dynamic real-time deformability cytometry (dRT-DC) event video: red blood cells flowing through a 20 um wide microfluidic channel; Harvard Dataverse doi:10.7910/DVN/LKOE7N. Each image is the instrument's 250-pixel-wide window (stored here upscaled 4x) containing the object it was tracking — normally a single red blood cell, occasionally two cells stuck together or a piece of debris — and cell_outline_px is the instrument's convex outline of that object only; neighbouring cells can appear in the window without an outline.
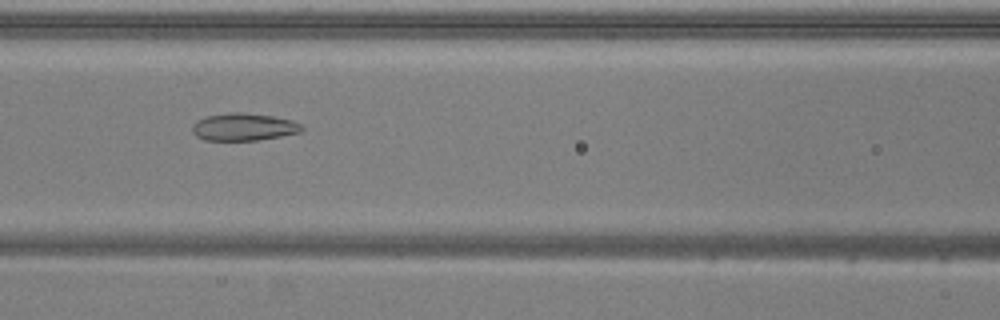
{"species": "common noctule bat (a hibernating species)", "species_latin": "Nyctalus noctula", "temperature_condition": "warm", "stored_images_in_passage": 51, "camera_frame_rate_fps": 3000, "um_per_image_px": 0.085, "animal": {"sex": "male", "body_mass_g": 20.5, "forearm_length_mm": 52.5}, "frame": {"image": 1, "passage_image": 21, "time_ms": 6.667, "image_size_px": [1000, 320], "cell_outline_px": [[304, 128], [300, 132], [280, 136], [256, 140], [204, 140], [196, 136], [192, 132], [192, 124], [196, 120], [208, 116], [228, 112], [244, 112], [272, 116], [292, 120], [300, 124]], "centroid_in_image_um": [20.68, 10.78], "position_along_channel_um": 145.9, "area_um2": 17.51}}
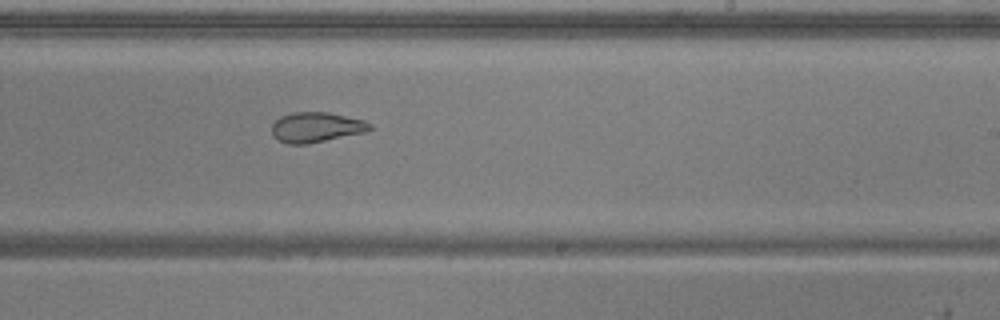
{"frame": {"image": 2, "passage_image": 30, "time_ms": 9.667, "image_size_px": [1000, 320], "cell_outline_px": [[372, 128], [368, 132], [308, 144], [288, 144], [272, 136], [272, 124], [280, 116], [292, 112], [328, 112], [364, 120], [372, 124]], "centroid_in_image_um": [26.9, 10.82], "position_along_channel_um": 262.1, "area_um2": 17.4}}
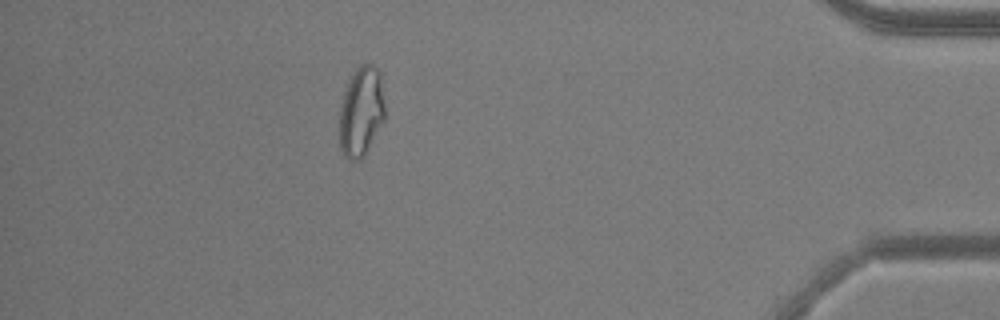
{"frame": {"image": 3, "passage_image": 45, "time_ms": 14.667, "image_size_px": [1000, 320], "cell_outline_px": [[384, 120], [364, 156], [360, 160], [348, 160], [344, 156], [340, 148], [340, 104], [344, 92], [356, 68], [360, 64], [372, 64], [380, 72], [384, 104]], "centroid_in_image_um": [30.7, 9.5], "position_along_channel_um": 404.5, "area_um2": 23.64}, "authors_computed_cell_mechanics": {"area_um2": 22.253, "velocity_mm_per_s": 3.8774, "shape_relaxation_time_tau1_ms": null, "shape_relaxation_time_tau2_ms": 2.5359, "deformation_change_tau1": null, "deformation_change_tau2": 0.0904}}